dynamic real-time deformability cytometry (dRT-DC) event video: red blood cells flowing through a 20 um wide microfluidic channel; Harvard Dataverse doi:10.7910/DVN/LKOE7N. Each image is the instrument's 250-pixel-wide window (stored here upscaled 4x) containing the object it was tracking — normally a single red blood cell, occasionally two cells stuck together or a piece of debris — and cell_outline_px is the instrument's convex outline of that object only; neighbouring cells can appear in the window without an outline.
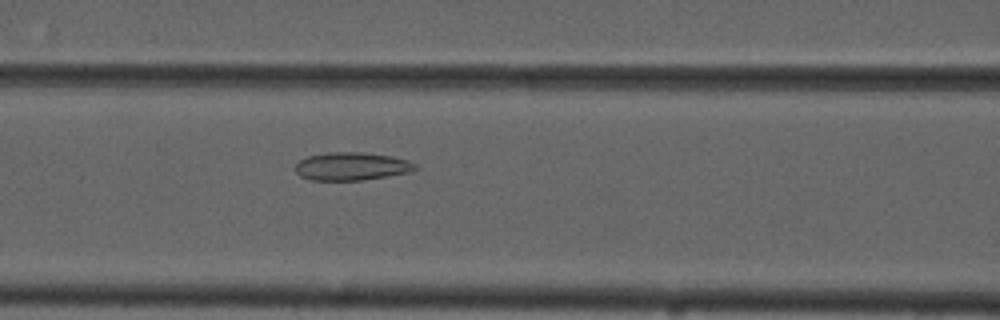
{"species": "common noctule bat (a hibernating species)", "species_latin": "Nyctalus noctula", "temperature_condition": "cold", "stored_images_in_passage": 44, "camera_frame_rate_fps": 3000, "um_per_image_px": 0.085, "animal": {"sex": "male", "forearm_length_mm": 52.5}, "frame": {"image": 1, "passage_image": 16, "time_ms": 5.0, "image_size_px": [1000, 320], "cell_outline_px": [[420, 168], [412, 172], [364, 180], [312, 180], [300, 176], [296, 172], [296, 164], [300, 160], [308, 156], [328, 152], [360, 152], [392, 156], [408, 160], [416, 164]], "centroid_in_image_um": [29.94, 14.14], "position_along_channel_um": 136.7, "area_um2": 19.71}}
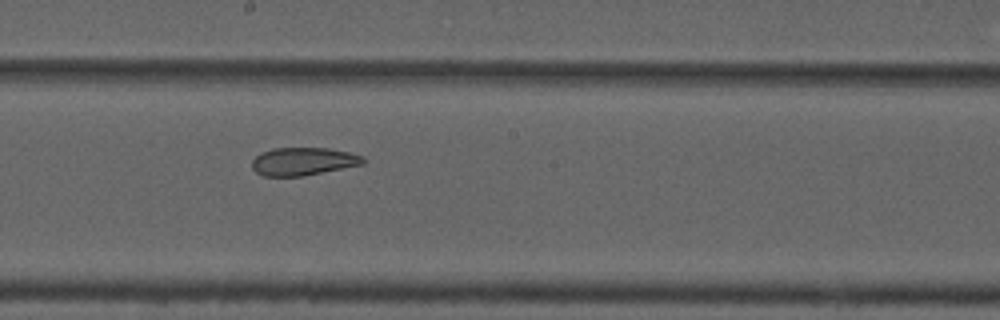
{"frame": {"image": 2, "passage_image": 23, "time_ms": 7.333, "image_size_px": [1000, 320], "cell_outline_px": [[368, 160], [364, 164], [304, 176], [264, 176], [256, 172], [252, 168], [252, 160], [260, 152], [272, 148], [328, 148], [348, 152], [364, 156]], "centroid_in_image_um": [25.79, 13.72], "position_along_channel_um": 222.4, "area_um2": 18.26}}
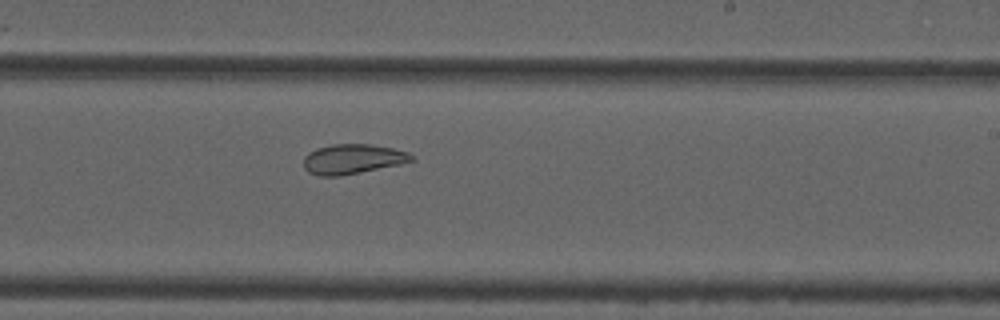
{"frame": {"image": 3, "passage_image": 26, "time_ms": 8.333, "image_size_px": [1000, 320], "cell_outline_px": [[416, 160], [400, 164], [340, 176], [320, 176], [308, 172], [304, 168], [304, 156], [308, 152], [316, 148], [332, 144], [372, 144], [392, 148], [408, 152], [416, 156]], "centroid_in_image_um": [29.98, 13.51], "position_along_channel_um": 259.0, "area_um2": 18.9}, "authors_computed_cell_mechanics": {"area_um2": 19.1607, "velocity_mm_per_s": 3.6871, "shape_relaxation_time_tau1_ms": null, "shape_relaxation_time_tau2_ms": 1.6817, "deformation_change_tau1": null, "deformation_change_tau2": 0.0677}}